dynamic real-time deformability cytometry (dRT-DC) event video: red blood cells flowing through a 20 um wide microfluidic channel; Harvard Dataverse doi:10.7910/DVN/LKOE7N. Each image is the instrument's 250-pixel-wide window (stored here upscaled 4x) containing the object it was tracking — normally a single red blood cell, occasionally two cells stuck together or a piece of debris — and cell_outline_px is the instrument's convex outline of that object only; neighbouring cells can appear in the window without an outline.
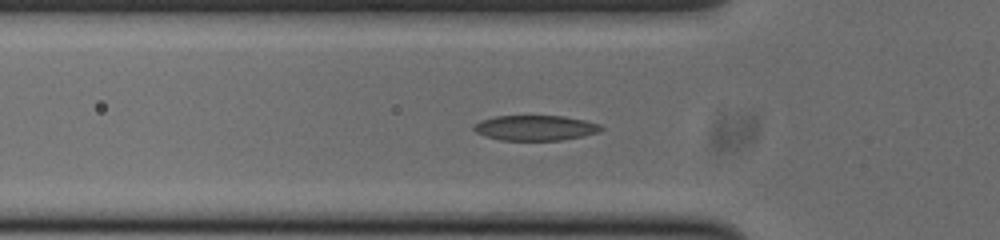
{"species": "common noctule bat (a hibernating species)", "species_latin": "Nyctalus noctula", "temperature_condition": "cold", "stored_images_in_passage": 28, "camera_frame_rate_fps": 3000, "um_per_image_px": 0.085, "animal": {"sex": "male", "body_mass_g": 20.0, "forearm_length_mm": 53.3}, "frame": {"image": 1, "passage_image": 16, "time_ms": 5.0, "image_size_px": [1000, 240], "cell_outline_px": [[604, 128], [600, 132], [560, 140], [500, 140], [484, 136], [476, 132], [472, 128], [480, 120], [496, 116], [564, 116], [584, 120], [600, 124]], "centroid_in_image_um": [45.49, 10.87], "position_along_channel_um": 80.3, "area_um2": 18.61}}
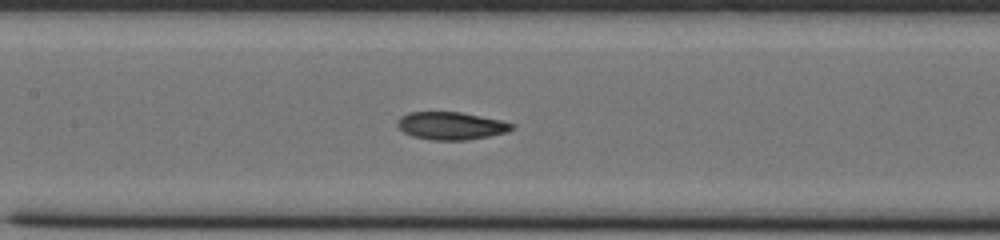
{"frame": {"image": 2, "passage_image": 23, "time_ms": 7.333, "image_size_px": [1000, 240], "cell_outline_px": [[516, 124], [508, 132], [468, 140], [432, 140], [412, 136], [404, 132], [396, 124], [400, 116], [408, 112], [460, 112], [500, 120]], "centroid_in_image_um": [38.33, 10.69], "position_along_channel_um": 169.1, "area_um2": 18.44}}
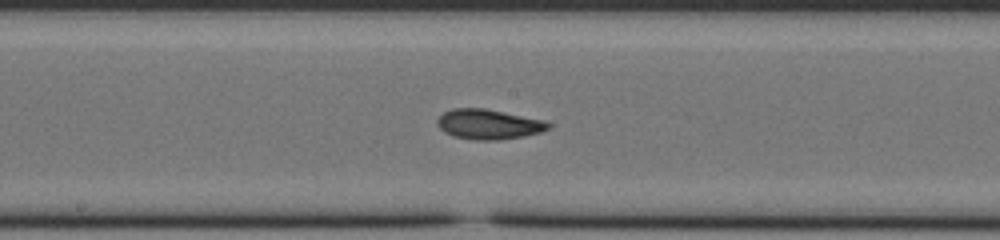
{"frame": {"image": 3, "passage_image": 26, "time_ms": 8.333, "image_size_px": [1000, 240], "cell_outline_px": [[552, 124], [548, 128], [540, 132], [524, 136], [500, 140], [476, 140], [452, 136], [444, 132], [436, 124], [436, 120], [444, 112], [452, 108], [484, 108], [544, 120]], "centroid_in_image_um": [41.5, 10.56], "position_along_channel_um": 206.7, "area_um2": 19.42}}